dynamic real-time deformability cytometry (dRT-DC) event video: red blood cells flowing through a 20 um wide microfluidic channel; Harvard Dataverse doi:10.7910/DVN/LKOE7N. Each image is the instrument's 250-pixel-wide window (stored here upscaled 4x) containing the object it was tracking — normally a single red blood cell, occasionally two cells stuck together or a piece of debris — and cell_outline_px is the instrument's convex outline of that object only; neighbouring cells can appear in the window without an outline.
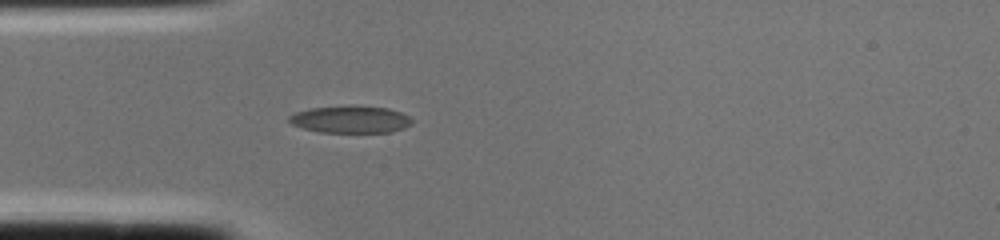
{"species": "common noctule bat (a hibernating species)", "species_latin": "Nyctalus noctula", "temperature_condition": "cold", "stored_images_in_passage": 2, "camera_frame_rate_fps": 3000, "um_per_image_px": 0.085, "animal": {"sex": "female", "body_mass_g": 22.0, "forearm_length_mm": 56.7}, "frame": {"image": 1, "passage_image": 2, "time_ms": 0.333, "image_size_px": [1000, 240], "cell_outline_px": [[412, 124], [404, 128], [392, 132], [320, 132], [304, 128], [292, 124], [288, 120], [288, 116], [296, 112], [308, 108], [352, 104], [388, 108], [400, 112], [408, 116], [412, 120]], "centroid_in_image_um": [29.79, 10.12], "position_along_channel_um": 55.2, "area_um2": 19.77}}